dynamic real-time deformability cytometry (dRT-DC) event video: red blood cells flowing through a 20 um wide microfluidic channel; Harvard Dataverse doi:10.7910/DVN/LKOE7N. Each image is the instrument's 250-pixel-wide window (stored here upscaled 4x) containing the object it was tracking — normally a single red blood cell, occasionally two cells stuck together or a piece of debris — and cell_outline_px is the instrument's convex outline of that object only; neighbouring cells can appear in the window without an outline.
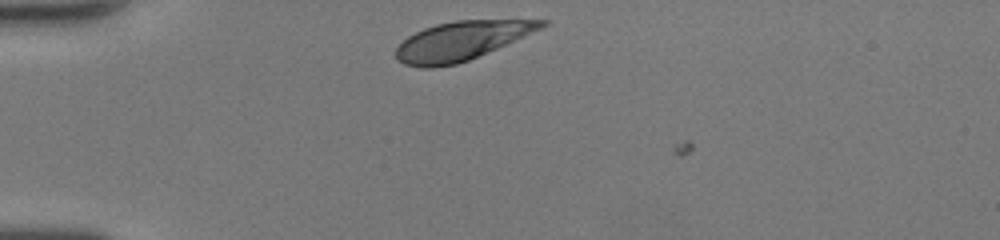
{"species": "human", "species_latin": "Homo sapiens", "temperature_condition": "room temperature", "stored_images_in_passage": 29, "camera_frame_rate_fps": 3000, "um_per_image_px": 0.085, "donor": {"sex": "female"}, "frame": {"image": 1, "passage_image": 1, "time_ms": 0.0, "image_size_px": [1000, 240], "cell_outline_px": [[548, 24], [540, 28], [496, 48], [468, 60], [456, 64], [432, 68], [420, 68], [404, 64], [396, 60], [396, 48], [408, 36], [424, 28], [436, 24], [456, 20], [548, 20]], "centroid_in_image_um": [39.14, 3.48], "position_along_channel_um": 45.9, "area_um2": 32.37}}
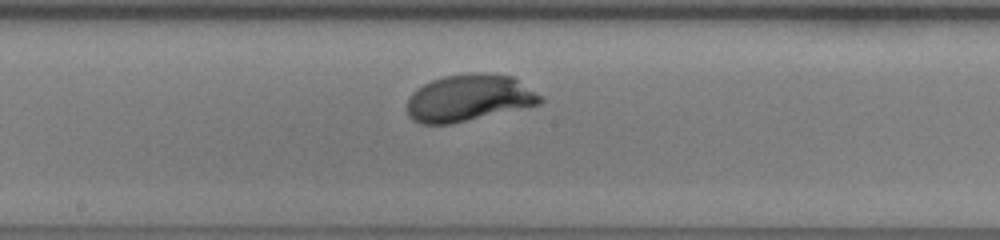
{"frame": {"image": 2, "passage_image": 15, "time_ms": 4.667, "image_size_px": [1000, 240], "cell_outline_px": [[544, 100], [540, 104], [452, 124], [420, 124], [412, 120], [408, 116], [408, 96], [416, 88], [432, 80], [444, 76], [472, 72], [476, 72], [512, 76], [544, 96]], "centroid_in_image_um": [39.86, 8.33], "position_along_channel_um": 208.3, "area_um2": 36.59}}
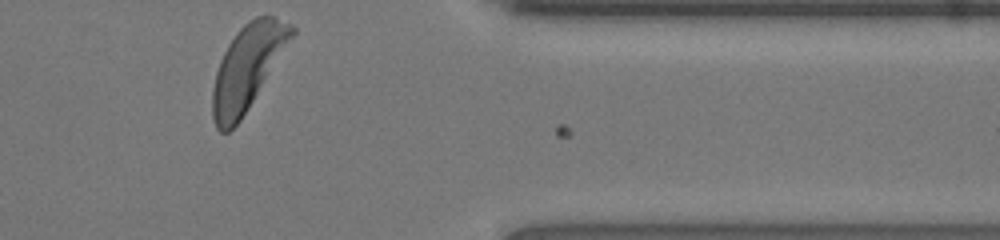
{"frame": {"image": 3, "passage_image": 29, "time_ms": 9.333, "image_size_px": [1000, 240], "cell_outline_px": [[296, 32], [240, 120], [228, 132], [220, 132], [216, 128], [212, 116], [212, 88], [216, 72], [220, 60], [228, 44], [236, 32], [244, 24], [256, 16], [272, 16], [296, 28]], "centroid_in_image_um": [21.0, 5.74], "position_along_channel_um": 390.4, "area_um2": 38.15}, "authors_computed_cell_mechanics": {"area_um2": 36.2984, "velocity_mm_per_s": 4.2008, "shape_relaxation_time_tau1_ms": 2.2481, "shape_relaxation_time_tau2_ms": null, "deformation_change_tau1": 0.1652, "deformation_change_tau2": null}}